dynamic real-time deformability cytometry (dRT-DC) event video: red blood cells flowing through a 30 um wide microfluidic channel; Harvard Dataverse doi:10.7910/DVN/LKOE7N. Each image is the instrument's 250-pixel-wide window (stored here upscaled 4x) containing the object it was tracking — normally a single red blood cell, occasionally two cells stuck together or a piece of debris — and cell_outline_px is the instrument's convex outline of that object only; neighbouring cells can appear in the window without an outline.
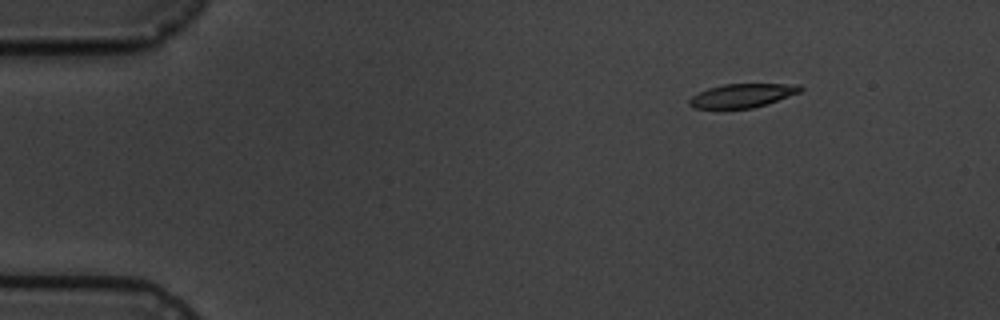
{"species": "common noctule bat (a hibernating species)", "species_latin": "Nyctalus noctula", "temperature_condition": "cold", "stored_images_in_passage": 5, "camera_frame_rate_fps": 3000, "um_per_image_px": 0.085, "animal": {"sex": "male", "body_mass_g": 19.5, "forearm_length_mm": 54.6}, "frame": {"image": 1, "passage_image": 1, "time_ms": 0.0, "image_size_px": [1000, 320], "cell_outline_px": [[804, 88], [800, 92], [752, 108], [692, 108], [688, 104], [688, 100], [692, 96], [708, 88], [724, 84], [800, 84]], "centroid_in_image_um": [63.07, 8.11], "position_along_channel_um": 21.9, "area_um2": 15.14}}
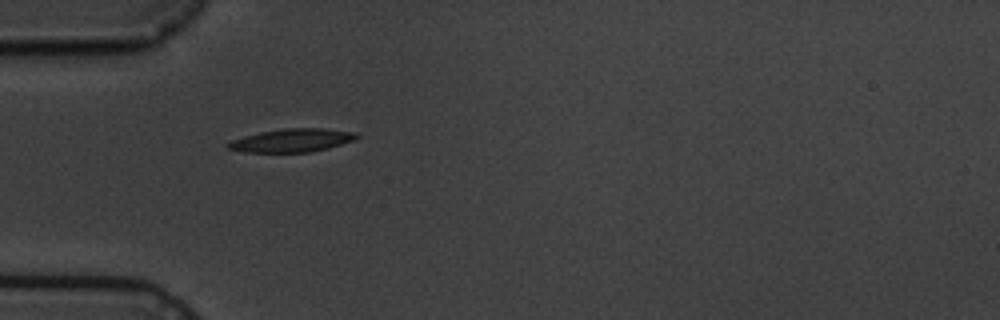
{"frame": {"image": 2, "passage_image": 4, "time_ms": 3.333, "image_size_px": [1000, 320], "cell_outline_px": [[360, 136], [356, 140], [328, 148], [308, 152], [244, 152], [228, 148], [224, 144], [232, 140], [244, 136], [260, 132], [284, 128], [324, 128], [356, 132]], "centroid_in_image_um": [24.84, 11.92], "position_along_channel_um": 60.2, "area_um2": 17.51}}
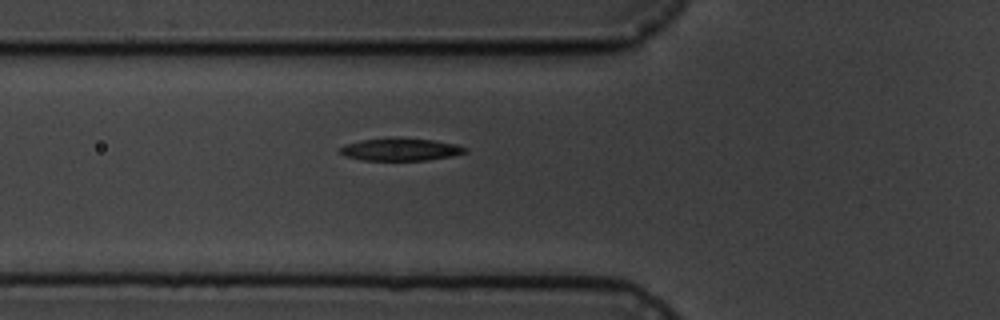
{"frame": {"image": 3, "passage_image": 5, "time_ms": 4.333, "image_size_px": [1000, 320], "cell_outline_px": [[468, 152], [452, 156], [428, 160], [364, 160], [344, 156], [340, 152], [340, 148], [344, 144], [360, 140], [432, 140], [456, 144], [468, 148]], "centroid_in_image_um": [34.07, 12.74], "position_along_channel_um": 91.7, "area_um2": 15.72}}